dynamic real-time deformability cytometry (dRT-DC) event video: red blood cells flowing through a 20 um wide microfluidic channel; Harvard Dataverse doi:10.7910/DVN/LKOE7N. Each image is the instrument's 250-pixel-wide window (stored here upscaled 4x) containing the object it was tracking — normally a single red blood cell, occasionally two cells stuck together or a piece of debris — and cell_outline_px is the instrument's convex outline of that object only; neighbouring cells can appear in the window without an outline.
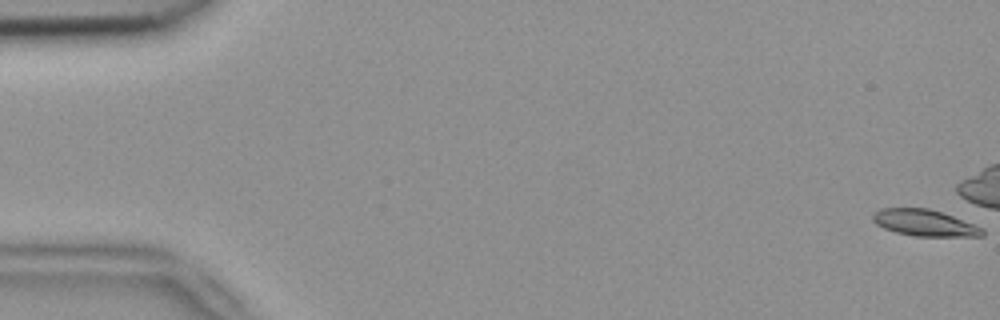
{"species": "common noctule bat (a hibernating species)", "species_latin": "Nyctalus noctula", "temperature_condition": "room temperature", "stored_images_in_passage": 2, "camera_frame_rate_fps": 3000, "um_per_image_px": 0.085, "animal": {"sex": "female", "body_mass_g": 18.4}, "frame": {"image": 1, "passage_image": 1, "time_ms": 0.0, "image_size_px": [1000, 320], "cell_outline_px": [[984, 236], [916, 236], [896, 232], [884, 228], [876, 224], [872, 220], [872, 212], [880, 208], [928, 208], [952, 216], [984, 228]], "centroid_in_image_um": [78.55, 18.94], "position_along_channel_um": 6.4, "area_um2": 16.82}}